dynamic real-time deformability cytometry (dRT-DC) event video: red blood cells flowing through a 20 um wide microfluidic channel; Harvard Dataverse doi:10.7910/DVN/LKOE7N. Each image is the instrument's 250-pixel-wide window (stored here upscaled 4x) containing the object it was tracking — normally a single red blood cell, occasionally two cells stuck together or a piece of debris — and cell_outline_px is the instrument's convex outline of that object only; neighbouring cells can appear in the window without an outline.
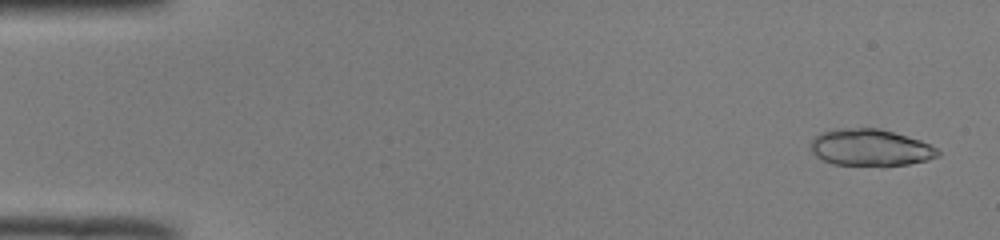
{"species": "common noctule bat (a hibernating species)", "species_latin": "Nyctalus noctula", "temperature_condition": "room temperature", "stored_images_in_passage": 50, "segment_of_instrument_passage": [1, 2], "camera_frame_rate_fps": 3000, "um_per_image_px": 0.085, "animal": {"sex": "male", "body_mass_g": 19.0, "forearm_length_mm": 50.8}, "frame": {"image": 1, "passage_image": 2, "time_ms": 0.333, "image_size_px": [1000, 240], "cell_outline_px": [[940, 156], [928, 160], [908, 164], [884, 168], [832, 164], [816, 156], [812, 152], [812, 140], [820, 132], [840, 128], [880, 128], [920, 140], [936, 148], [940, 152]], "centroid_in_image_um": [74.0, 12.58], "position_along_channel_um": 11.0, "area_um2": 27.86}}
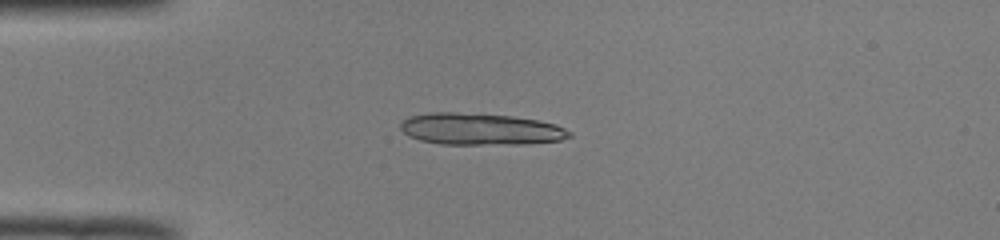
{"frame": {"image": 2, "passage_image": 13, "time_ms": 4.0, "image_size_px": [1000, 240], "cell_outline_px": [[572, 136], [560, 140], [524, 144], [440, 144], [420, 140], [408, 136], [400, 128], [400, 120], [408, 116], [428, 112], [456, 112], [512, 116], [536, 120], [556, 124], [572, 132]], "centroid_in_image_um": [40.79, 10.97], "position_along_channel_um": 44.2, "area_um2": 31.44}}